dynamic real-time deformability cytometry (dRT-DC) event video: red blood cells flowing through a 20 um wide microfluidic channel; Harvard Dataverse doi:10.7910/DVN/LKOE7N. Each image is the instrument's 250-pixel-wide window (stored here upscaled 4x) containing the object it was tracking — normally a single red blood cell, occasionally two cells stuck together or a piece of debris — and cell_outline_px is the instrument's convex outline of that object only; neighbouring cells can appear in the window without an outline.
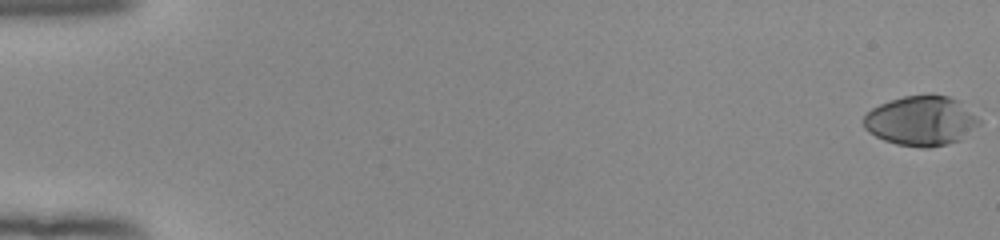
{"species": "human", "species_latin": "Homo sapiens", "temperature_condition": "room temperature", "stored_images_in_passage": 54, "camera_frame_rate_fps": 3000, "um_per_image_px": 0.085, "donor": {"sex": "female"}, "frame": {"image": 1, "passage_image": 1, "time_ms": 0.0, "image_size_px": [1000, 240], "cell_outline_px": [[980, 124], [960, 140], [948, 144], [928, 148], [920, 148], [896, 144], [884, 140], [868, 132], [864, 128], [864, 116], [872, 108], [880, 104], [904, 96], [932, 92], [948, 96], [956, 100], [976, 116], [980, 120]], "centroid_in_image_um": [78.28, 10.26], "position_along_channel_um": 6.7, "area_um2": 33.64}}
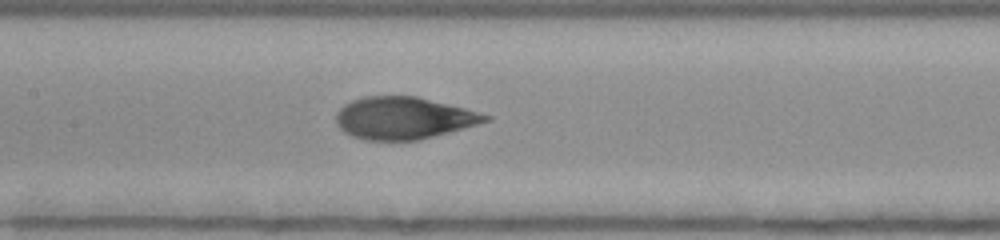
{"frame": {"image": 2, "passage_image": 28, "time_ms": 9.0, "image_size_px": [1000, 240], "cell_outline_px": [[492, 120], [420, 140], [364, 140], [352, 136], [344, 132], [336, 124], [336, 112], [344, 104], [352, 100], [364, 96], [416, 96], [464, 108], [492, 116]], "centroid_in_image_um": [34.28, 10.04], "position_along_channel_um": 173.1, "area_um2": 36.65}}
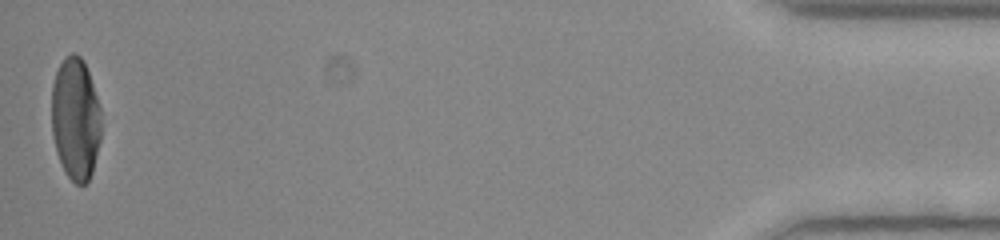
{"frame": {"image": 3, "passage_image": 54, "time_ms": 17.667, "image_size_px": [1000, 240], "cell_outline_px": [[100, 140], [92, 172], [88, 180], [84, 184], [76, 184], [64, 172], [56, 152], [52, 132], [52, 84], [56, 72], [64, 56], [72, 52], [76, 52], [80, 56], [88, 72], [100, 108]], "centroid_in_image_um": [6.4, 10.1], "position_along_channel_um": 428.8, "area_um2": 35.26}, "authors_computed_cell_mechanics": {"area_um2": 36.6163, "velocity_mm_per_s": 3.9379, "shape_relaxation_time_tau1_ms": 3.6374, "shape_relaxation_time_tau2_ms": 0.9247, "deformation_change_tau1": 0.2041, "deformation_change_tau2": 0.0614}}